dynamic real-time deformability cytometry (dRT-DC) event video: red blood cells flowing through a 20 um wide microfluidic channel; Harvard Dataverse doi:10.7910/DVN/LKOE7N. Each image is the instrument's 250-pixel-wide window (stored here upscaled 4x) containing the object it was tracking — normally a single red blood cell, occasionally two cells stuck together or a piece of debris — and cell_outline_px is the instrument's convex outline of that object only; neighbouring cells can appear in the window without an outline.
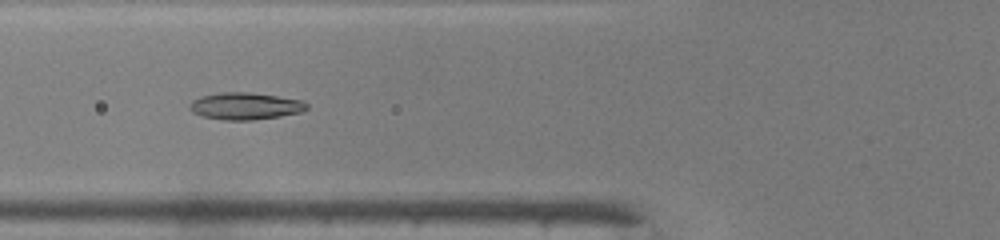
{"species": "common noctule bat (a hibernating species)", "species_latin": "Nyctalus noctula", "temperature_condition": "warm", "stored_images_in_passage": 38, "camera_frame_rate_fps": 3000, "um_per_image_px": 0.085, "animal": {"sex": "male", "body_mass_g": 19.0, "forearm_length_mm": 50.8}, "frame": {"image": 1, "passage_image": 9, "time_ms": 2.667, "image_size_px": [1000, 240], "cell_outline_px": [[308, 108], [300, 112], [280, 116], [252, 120], [224, 120], [204, 116], [192, 112], [188, 108], [188, 104], [192, 100], [200, 96], [220, 92], [248, 92], [276, 96], [300, 100], [308, 104]], "centroid_in_image_um": [20.8, 9.01], "position_along_channel_um": 105.0, "area_um2": 18.38}}
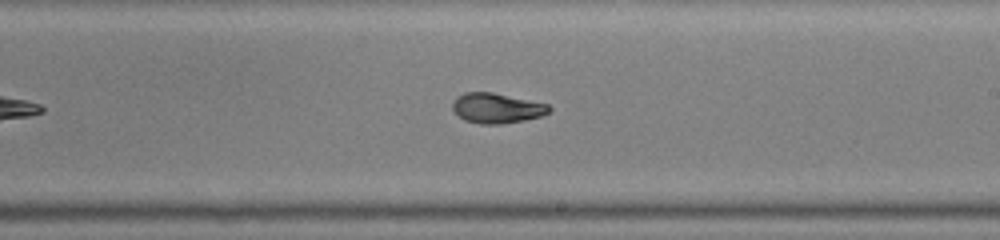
{"frame": {"image": 2, "passage_image": 19, "time_ms": 6.0, "image_size_px": [1000, 240], "cell_outline_px": [[552, 108], [548, 112], [540, 116], [524, 120], [500, 124], [480, 124], [464, 120], [452, 108], [452, 104], [456, 96], [464, 92], [492, 92], [548, 104]], "centroid_in_image_um": [42.2, 9.18], "position_along_channel_um": 246.8, "area_um2": 16.82}}
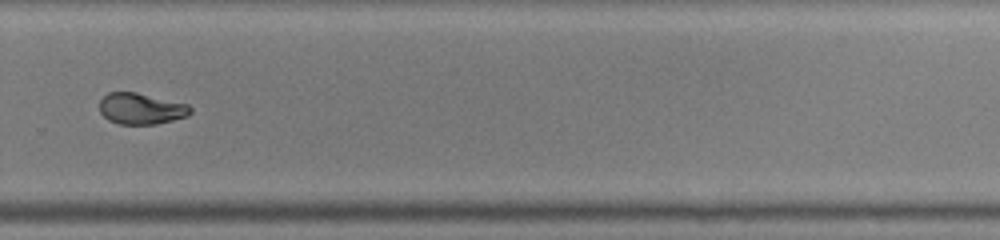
{"frame": {"image": 3, "passage_image": 24, "time_ms": 7.667, "image_size_px": [1000, 240], "cell_outline_px": [[192, 112], [188, 116], [156, 124], [120, 124], [108, 120], [100, 112], [100, 100], [108, 92], [136, 92], [188, 104], [192, 108]], "centroid_in_image_um": [12.0, 9.23], "position_along_channel_um": 317.8, "area_um2": 16.53}, "authors_computed_cell_mechanics": {"area_um2": 17.4556, "velocity_mm_per_s": 4.2625, "shape_relaxation_time_tau1_ms": null, "shape_relaxation_time_tau2_ms": 1.258, "deformation_change_tau1": null, "deformation_change_tau2": 0.0494}}